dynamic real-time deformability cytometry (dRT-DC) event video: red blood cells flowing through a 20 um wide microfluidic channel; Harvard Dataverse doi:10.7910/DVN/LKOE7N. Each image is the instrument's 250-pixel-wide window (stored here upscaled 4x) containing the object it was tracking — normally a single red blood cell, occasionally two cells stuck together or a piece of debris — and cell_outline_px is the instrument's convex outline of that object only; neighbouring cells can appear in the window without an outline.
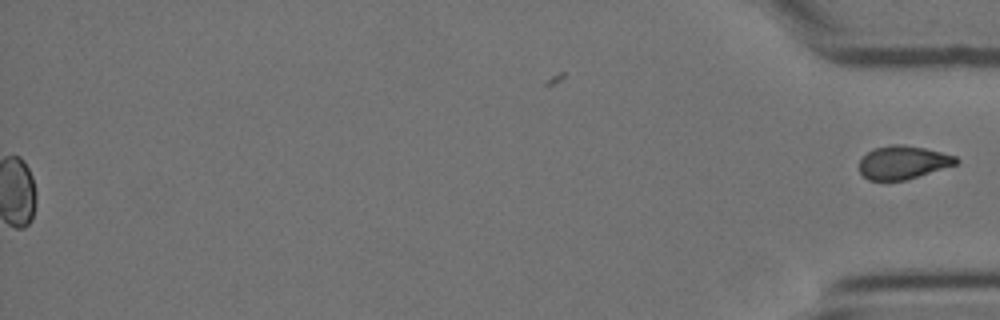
{"species": "Egyptian fruit bat (a non-hibernating species)", "species_latin": "Rousettus aegyptiacus", "temperature_condition": "cold", "stored_images_in_passage": 60, "segment_of_instrument_passage": [2, 2], "camera_frame_rate_fps": 3000, "um_per_image_px": 0.085, "animal": {"sex": "female"}, "frame": {"image": 1, "passage_image": 60, "time_ms": 19.667, "image_size_px": [1000, 320], "cell_outline_px": [[960, 160], [956, 164], [904, 180], [868, 180], [860, 172], [860, 160], [868, 152], [876, 148], [892, 144], [904, 144], [924, 148], [956, 156]], "centroid_in_image_um": [76.75, 13.8], "position_along_channel_um": 358.4, "area_um2": 18.44}}